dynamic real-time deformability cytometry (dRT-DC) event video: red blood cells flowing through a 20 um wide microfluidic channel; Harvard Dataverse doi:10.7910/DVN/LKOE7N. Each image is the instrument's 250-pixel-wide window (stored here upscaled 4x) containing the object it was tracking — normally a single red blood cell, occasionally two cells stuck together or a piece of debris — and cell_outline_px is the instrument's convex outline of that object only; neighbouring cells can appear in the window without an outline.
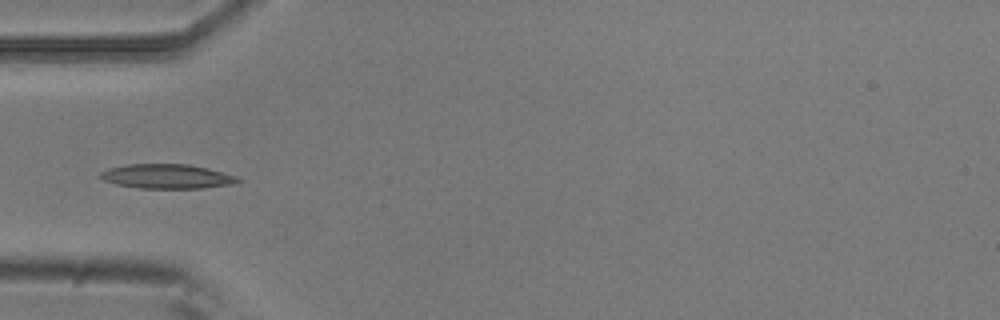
{"species": "common noctule bat (a hibernating species)", "species_latin": "Nyctalus noctula", "temperature_condition": "room temperature", "stored_images_in_passage": 5, "camera_frame_rate_fps": 3000, "um_per_image_px": 0.085, "animal": {"sex": "male", "body_mass_g": 20.5, "forearm_length_mm": 52.5}, "frame": {"image": 1, "passage_image": 5, "time_ms": 1.333, "image_size_px": [1000, 320], "cell_outline_px": [[240, 180], [236, 184], [204, 188], [140, 188], [116, 184], [104, 180], [100, 176], [100, 172], [108, 168], [128, 164], [188, 164], [208, 168], [236, 176]], "centroid_in_image_um": [14.21, 14.99], "position_along_channel_um": 70.8, "area_um2": 19.54}}